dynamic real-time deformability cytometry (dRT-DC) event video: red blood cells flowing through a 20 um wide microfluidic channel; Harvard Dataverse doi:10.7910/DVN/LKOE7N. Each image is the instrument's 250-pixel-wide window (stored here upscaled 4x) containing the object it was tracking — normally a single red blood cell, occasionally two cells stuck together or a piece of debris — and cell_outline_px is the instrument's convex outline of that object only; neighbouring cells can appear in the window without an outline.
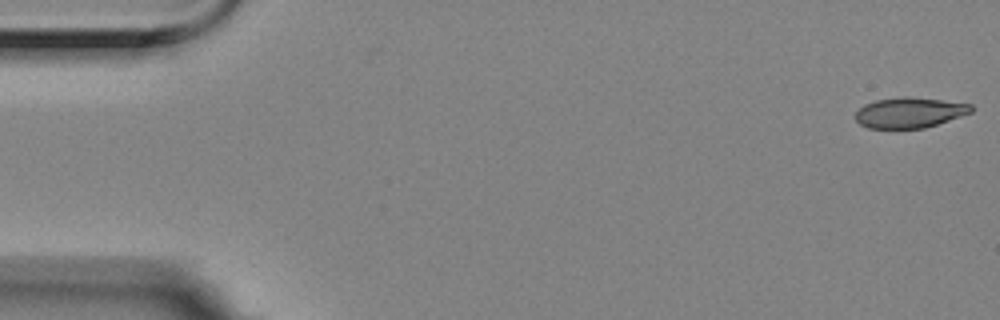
{"species": "Egyptian fruit bat (a non-hibernating species)", "species_latin": "Rousettus aegyptiacus", "temperature_condition": "room temperature", "stored_images_in_passage": 2, "camera_frame_rate_fps": 3000, "um_per_image_px": 0.085, "animal": {"sex": "female"}, "frame": {"image": 1, "passage_image": 2, "time_ms": 0.333, "image_size_px": [1000, 320], "cell_outline_px": [[972, 112], [924, 128], [868, 128], [860, 124], [856, 120], [856, 112], [864, 104], [876, 100], [904, 96], [908, 96], [972, 104]], "centroid_in_image_um": [77.29, 9.56], "position_along_channel_um": 7.7, "area_um2": 20.29}}